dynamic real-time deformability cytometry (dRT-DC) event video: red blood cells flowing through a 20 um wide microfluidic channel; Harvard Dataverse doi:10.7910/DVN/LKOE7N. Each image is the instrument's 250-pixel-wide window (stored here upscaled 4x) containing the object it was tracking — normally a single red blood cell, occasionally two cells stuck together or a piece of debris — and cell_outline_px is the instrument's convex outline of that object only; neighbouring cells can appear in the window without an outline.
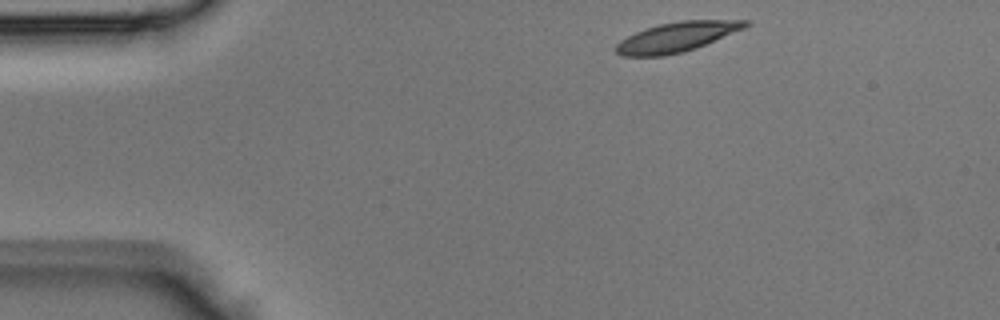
{"species": "Egyptian fruit bat (a non-hibernating species)", "species_latin": "Rousettus aegyptiacus", "temperature_condition": "room temperature", "stored_images_in_passage": 39, "segment_of_instrument_passage": [1, 2], "camera_frame_rate_fps": 3000, "um_per_image_px": 0.085, "animal": {"sex": "male"}, "frame": {"image": 1, "passage_image": 1, "time_ms": 0.0, "image_size_px": [1000, 320], "cell_outline_px": [[748, 24], [744, 28], [696, 48], [684, 52], [664, 56], [620, 56], [616, 52], [616, 44], [620, 40], [644, 28], [660, 24], [680, 20], [748, 20]], "centroid_in_image_um": [57.48, 3.15], "position_along_channel_um": 27.5, "area_um2": 22.31}}
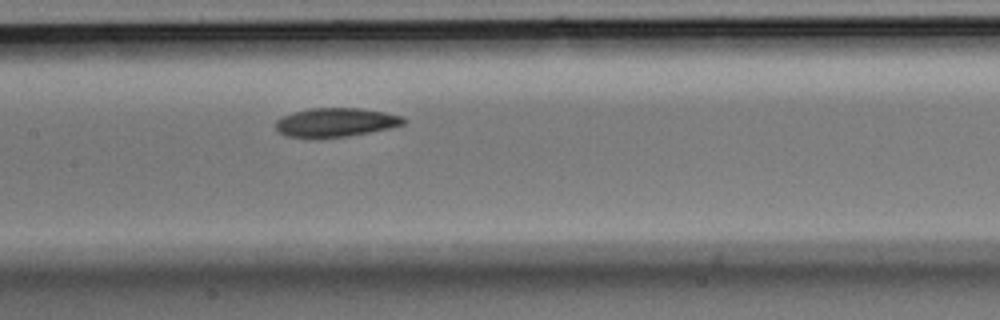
{"frame": {"image": 2, "passage_image": 15, "time_ms": 4.667, "image_size_px": [1000, 320], "cell_outline_px": [[404, 124], [388, 128], [348, 136], [316, 140], [284, 136], [276, 132], [276, 120], [280, 116], [292, 112], [308, 108], [360, 108], [384, 112], [400, 116], [404, 120]], "centroid_in_image_um": [28.39, 10.43], "position_along_channel_um": 179.0, "area_um2": 22.02}}
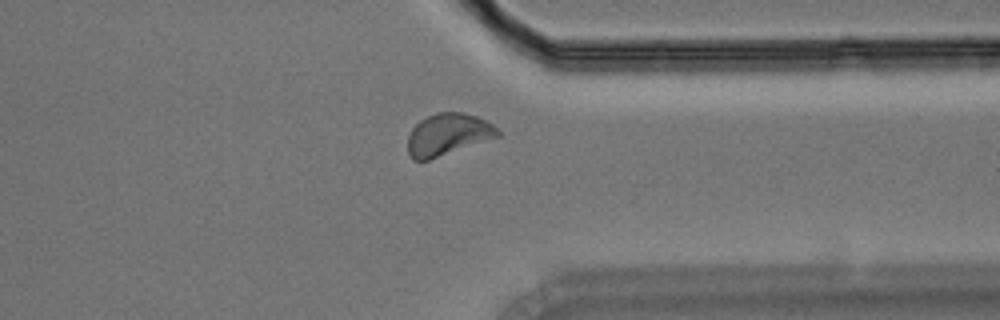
{"frame": {"image": 3, "passage_image": 28, "time_ms": 9.0, "image_size_px": [1000, 320], "cell_outline_px": [[500, 136], [428, 160], [412, 160], [408, 152], [408, 136], [412, 128], [420, 120], [428, 116], [440, 112], [464, 112], [488, 120], [500, 128]], "centroid_in_image_um": [38.1, 11.42], "position_along_channel_um": 373.3, "area_um2": 22.02}}